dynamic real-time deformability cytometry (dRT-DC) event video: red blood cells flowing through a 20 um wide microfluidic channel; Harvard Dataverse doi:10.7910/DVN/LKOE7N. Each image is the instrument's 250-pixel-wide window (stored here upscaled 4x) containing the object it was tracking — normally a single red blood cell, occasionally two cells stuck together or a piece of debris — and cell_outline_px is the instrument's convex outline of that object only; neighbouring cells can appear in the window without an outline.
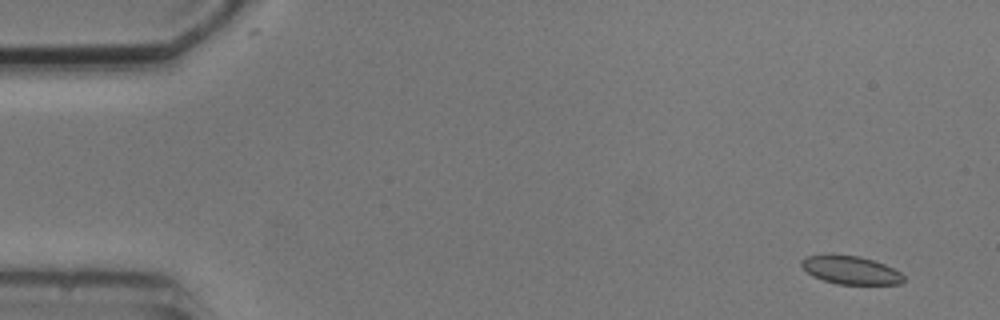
{"species": "common noctule bat (a hibernating species)", "species_latin": "Nyctalus noctula", "temperature_condition": "cold", "stored_images_in_passage": 4, "camera_frame_rate_fps": 3000, "um_per_image_px": 0.085, "animal": {"sex": "male", "body_mass_g": 20.5, "forearm_length_mm": 52.5}, "frame": {"image": 1, "passage_image": 1, "time_ms": 0.0, "image_size_px": [1000, 320], "cell_outline_px": [[904, 280], [900, 284], [836, 284], [812, 276], [800, 264], [800, 260], [804, 256], [832, 252], [860, 256], [884, 264], [900, 272], [904, 276]], "centroid_in_image_um": [72.24, 22.92], "position_along_channel_um": 12.8, "area_um2": 17.22}}